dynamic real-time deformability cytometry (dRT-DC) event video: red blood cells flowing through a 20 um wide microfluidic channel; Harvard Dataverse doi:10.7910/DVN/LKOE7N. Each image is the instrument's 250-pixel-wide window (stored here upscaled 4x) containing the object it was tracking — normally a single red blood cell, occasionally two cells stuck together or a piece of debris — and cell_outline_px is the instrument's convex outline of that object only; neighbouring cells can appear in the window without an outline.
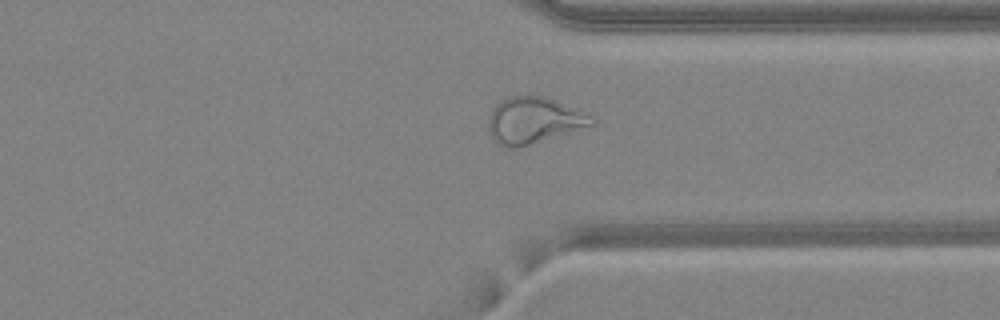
{"species": "common noctule bat (a hibernating species)", "species_latin": "Nyctalus noctula", "temperature_condition": "warm", "stored_images_in_passage": 38, "camera_frame_rate_fps": 3000, "um_per_image_px": 0.085, "animal": {"sex": "female", "body_mass_g": 24.6, "forearm_length_mm": 56.2}, "frame": {"image": 1, "passage_image": 27, "time_ms": 8.667, "image_size_px": [1000, 320], "cell_outline_px": [[596, 124], [516, 148], [504, 148], [496, 144], [492, 140], [488, 132], [488, 120], [492, 108], [500, 100], [508, 96], [544, 96], [588, 116], [596, 120]], "centroid_in_image_um": [45.24, 10.26], "position_along_channel_um": 366.2, "area_um2": 27.46}}
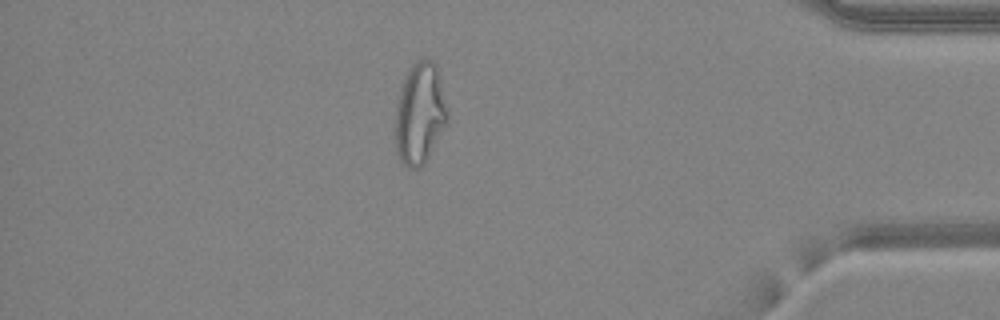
{"frame": {"image": 2, "passage_image": 32, "time_ms": 10.333, "image_size_px": [1000, 320], "cell_outline_px": [[448, 124], [424, 164], [420, 168], [408, 168], [396, 156], [392, 132], [396, 104], [400, 88], [404, 76], [408, 68], [412, 64], [424, 56], [432, 60], [436, 64], [440, 76], [448, 112]], "centroid_in_image_um": [35.65, 9.66], "position_along_channel_um": 399.6, "area_um2": 32.19}, "authors_computed_cell_mechanics": {"area_um2": 27.0504, "velocity_mm_per_s": 4.2782, "shape_relaxation_time_tau1_ms": null, "shape_relaxation_time_tau2_ms": 1.0874, "deformation_change_tau1": null, "deformation_change_tau2": 0.0939}}